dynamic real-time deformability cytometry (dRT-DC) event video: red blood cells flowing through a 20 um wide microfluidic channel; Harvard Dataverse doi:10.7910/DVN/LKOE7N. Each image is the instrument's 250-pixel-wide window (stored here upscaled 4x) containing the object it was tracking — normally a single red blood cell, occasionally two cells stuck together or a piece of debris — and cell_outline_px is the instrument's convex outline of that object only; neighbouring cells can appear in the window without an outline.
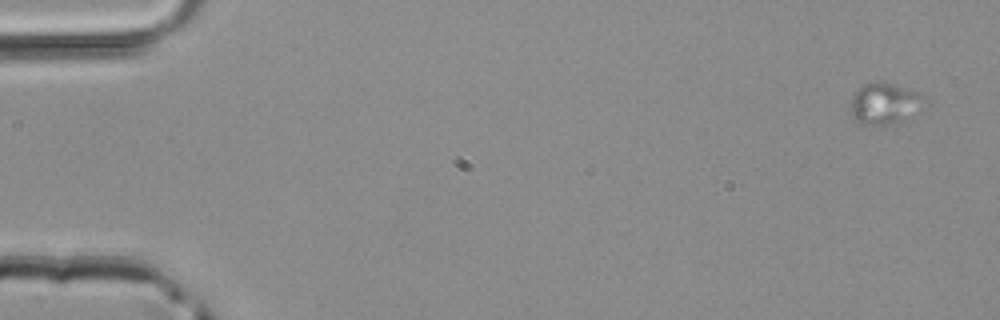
{"species": "common noctule bat (a hibernating species)", "species_latin": "Nyctalus noctula", "temperature_condition": "room temperature", "stored_images_in_passage": 4, "camera_frame_rate_fps": 3000, "um_per_image_px": 0.085, "animal": {"sex": "male", "body_mass_g": 20.4}, "frame": {"image": 1, "passage_image": 1, "time_ms": 0.0, "image_size_px": [1000, 320], "cell_outline_px": [[920, 100], [900, 124], [860, 124], [852, 116], [852, 96], [864, 84], [880, 80], [884, 80], [920, 92]], "centroid_in_image_um": [75.08, 8.76], "position_along_channel_um": 9.9, "area_um2": 16.99}}
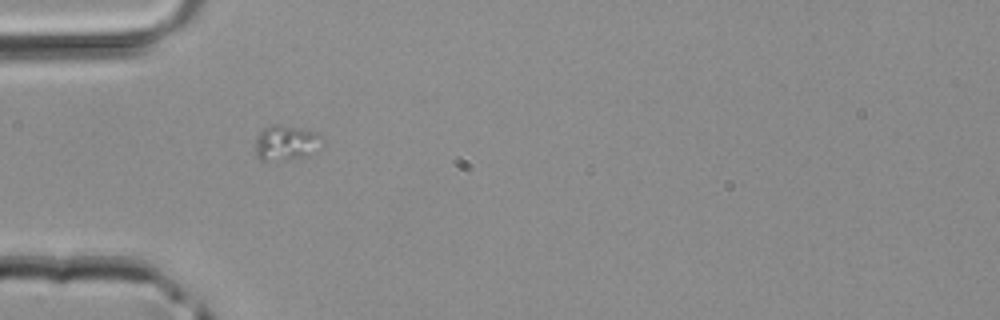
{"frame": {"image": 2, "passage_image": 4, "time_ms": 1.0, "image_size_px": [1000, 320], "cell_outline_px": [[324, 140], [304, 156], [288, 160], [260, 160], [256, 156], [256, 136], [264, 128], [272, 124], [280, 124], [320, 132]], "centroid_in_image_um": [24.28, 12.11], "position_along_channel_um": 60.7, "area_um2": 13.58}}